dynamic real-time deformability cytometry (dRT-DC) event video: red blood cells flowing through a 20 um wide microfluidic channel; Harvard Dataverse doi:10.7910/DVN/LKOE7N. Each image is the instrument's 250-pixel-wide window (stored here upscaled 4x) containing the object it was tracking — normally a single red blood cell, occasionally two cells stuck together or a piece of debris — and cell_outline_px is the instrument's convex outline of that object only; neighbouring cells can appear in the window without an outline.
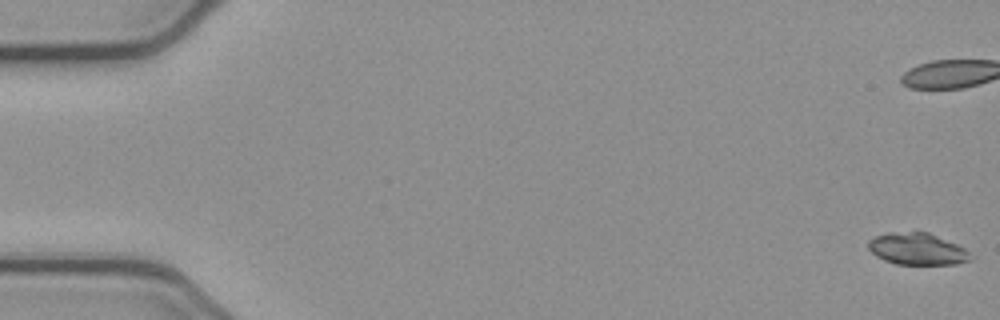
{"species": "common noctule bat (a hibernating species)", "species_latin": "Nyctalus noctula", "temperature_condition": "cold", "stored_images_in_passage": 54, "camera_frame_rate_fps": 3000, "um_per_image_px": 0.085, "animal": {"sex": "female", "body_mass_g": 21.9}, "frame": {"image": 1, "passage_image": 1, "time_ms": 0.0, "image_size_px": [1000, 320], "cell_outline_px": [[972, 260], [956, 264], [896, 264], [884, 260], [876, 256], [868, 248], [868, 240], [876, 236], [888, 232], [928, 232], [956, 244], [964, 248], [968, 252]], "centroid_in_image_um": [77.94, 21.16], "position_along_channel_um": 7.1, "area_um2": 18.84}, "authors_computed_cell_mechanics": {"area_um2": 19.7098, "velocity_mm_per_s": 3.874, "shape_relaxation_time_tau1_ms": 4.9382, "shape_relaxation_time_tau2_ms": 1.7006, "deformation_change_tau1": 0.1074, "deformation_change_tau2": 0.0365}}